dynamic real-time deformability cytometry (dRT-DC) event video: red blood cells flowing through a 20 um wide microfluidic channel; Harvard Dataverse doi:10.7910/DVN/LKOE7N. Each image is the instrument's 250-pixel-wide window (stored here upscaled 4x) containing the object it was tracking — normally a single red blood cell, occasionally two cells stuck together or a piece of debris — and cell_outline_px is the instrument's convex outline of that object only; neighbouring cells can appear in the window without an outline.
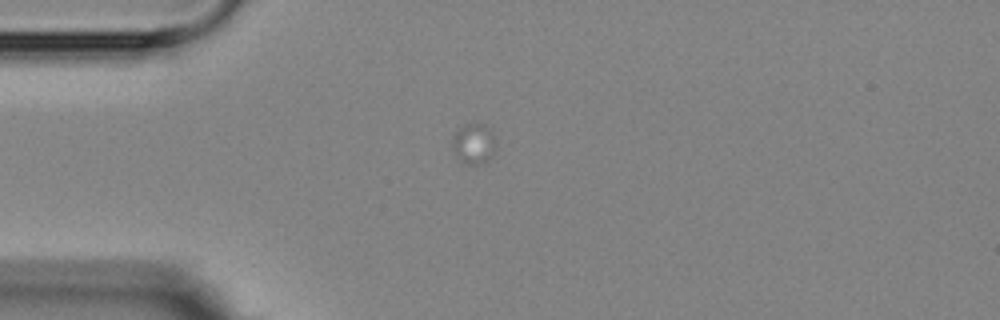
{"species": "Egyptian fruit bat (a non-hibernating species)", "species_latin": "Rousettus aegyptiacus", "temperature_condition": "room temperature", "stored_images_in_passage": 6, "camera_frame_rate_fps": 3000, "um_per_image_px": 0.085, "animal": {"sex": "female"}, "frame": {"image": 1, "passage_image": 2, "time_ms": 1.333, "image_size_px": [1000, 320], "cell_outline_px": [[496, 148], [488, 160], [480, 164], [464, 164], [460, 160], [452, 148], [452, 140], [456, 132], [464, 124], [484, 124], [492, 132], [496, 140]], "centroid_in_image_um": [40.29, 12.22], "position_along_channel_um": 44.7, "area_um2": 10.23}}